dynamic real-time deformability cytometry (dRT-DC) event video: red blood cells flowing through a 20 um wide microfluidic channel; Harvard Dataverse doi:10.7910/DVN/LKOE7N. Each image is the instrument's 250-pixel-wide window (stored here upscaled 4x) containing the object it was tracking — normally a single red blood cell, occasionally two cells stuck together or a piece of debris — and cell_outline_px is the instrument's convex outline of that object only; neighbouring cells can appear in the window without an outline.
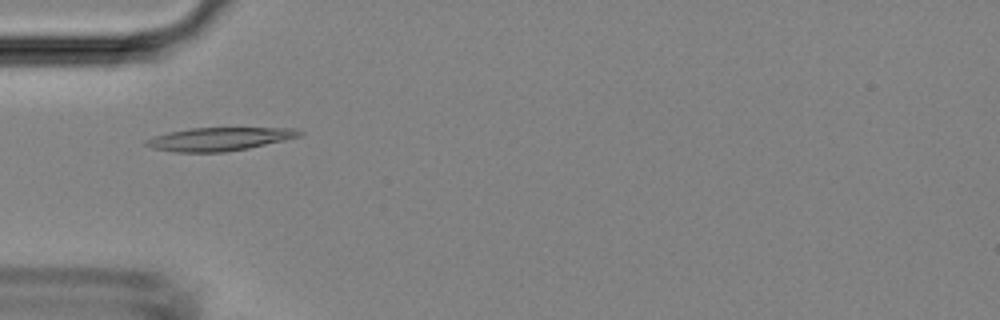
{"species": "Egyptian fruit bat (a non-hibernating species)", "species_latin": "Rousettus aegyptiacus", "temperature_condition": "room temperature", "stored_images_in_passage": 48, "camera_frame_rate_fps": 3000, "um_per_image_px": 0.085, "animal": {"sex": "female"}, "frame": {"image": 1, "passage_image": 15, "time_ms": 4.667, "image_size_px": [1000, 320], "cell_outline_px": [[304, 132], [300, 136], [284, 140], [248, 148], [224, 152], [176, 152], [152, 148], [144, 144], [144, 140], [168, 132], [192, 128], [296, 128]], "centroid_in_image_um": [18.64, 11.82], "position_along_channel_um": 66.4, "area_um2": 20.63}}
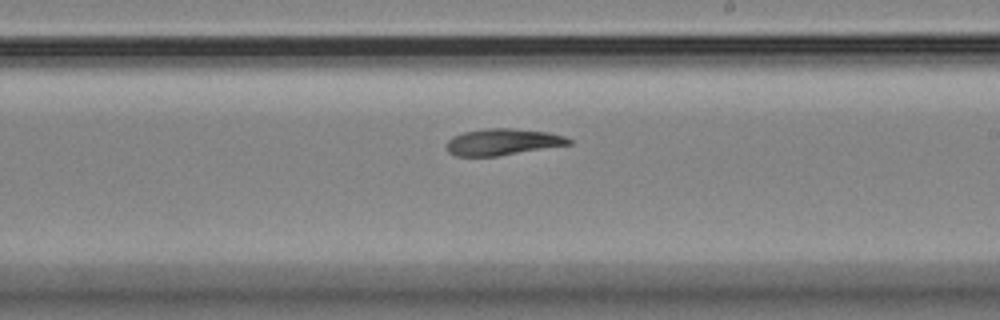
{"frame": {"image": 2, "passage_image": 28, "time_ms": 9.0, "image_size_px": [1000, 320], "cell_outline_px": [[572, 144], [496, 156], [456, 156], [448, 152], [448, 140], [452, 136], [464, 132], [488, 128], [512, 128], [548, 132], [564, 136], [572, 140]], "centroid_in_image_um": [42.73, 12.06], "position_along_channel_um": 246.3, "area_um2": 18.73}}
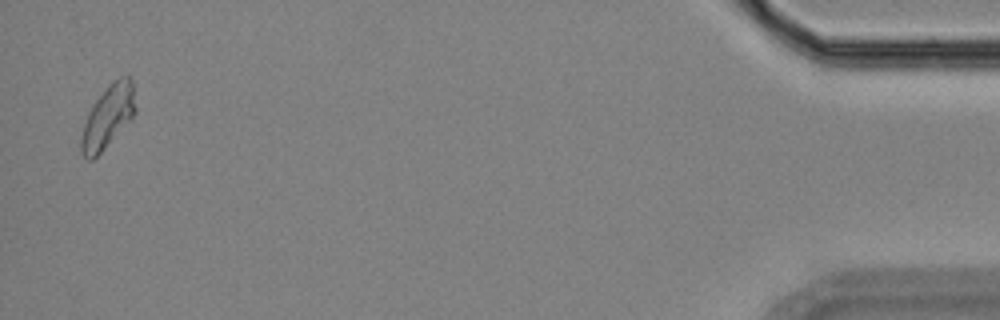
{"frame": {"image": 3, "passage_image": 47, "time_ms": 15.333, "image_size_px": [1000, 320], "cell_outline_px": [[136, 112], [132, 120], [92, 160], [88, 160], [80, 152], [80, 136], [88, 112], [92, 104], [112, 80], [128, 72], [132, 76], [136, 108]], "centroid_in_image_um": [9.2, 9.86], "position_along_channel_um": 426.0, "area_um2": 20.29}}